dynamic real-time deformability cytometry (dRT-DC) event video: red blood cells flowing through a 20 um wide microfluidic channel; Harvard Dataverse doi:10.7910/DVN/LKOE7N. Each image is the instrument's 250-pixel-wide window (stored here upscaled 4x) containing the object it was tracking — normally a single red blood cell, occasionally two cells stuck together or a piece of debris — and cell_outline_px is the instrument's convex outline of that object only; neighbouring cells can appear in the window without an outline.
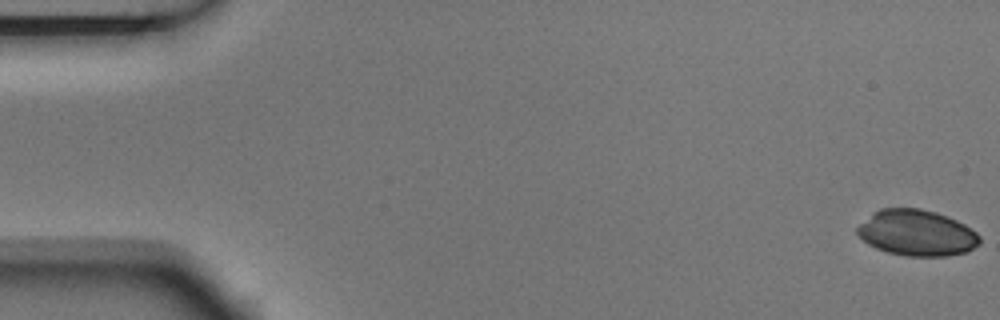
{"species": "Egyptian fruit bat (a non-hibernating species)", "species_latin": "Rousettus aegyptiacus", "temperature_condition": "room temperature", "stored_images_in_passage": 5, "camera_frame_rate_fps": 3000, "um_per_image_px": 0.085, "animal": {"sex": "male"}, "frame": {"image": 1, "passage_image": 1, "time_ms": 0.0, "image_size_px": [1000, 320], "cell_outline_px": [[980, 244], [968, 252], [948, 256], [904, 256], [888, 252], [876, 248], [868, 244], [856, 232], [856, 228], [860, 224], [876, 212], [884, 208], [920, 208], [936, 212], [948, 216], [964, 224], [976, 232], [980, 236]], "centroid_in_image_um": [77.97, 19.81], "position_along_channel_um": 7.0, "area_um2": 32.71}}